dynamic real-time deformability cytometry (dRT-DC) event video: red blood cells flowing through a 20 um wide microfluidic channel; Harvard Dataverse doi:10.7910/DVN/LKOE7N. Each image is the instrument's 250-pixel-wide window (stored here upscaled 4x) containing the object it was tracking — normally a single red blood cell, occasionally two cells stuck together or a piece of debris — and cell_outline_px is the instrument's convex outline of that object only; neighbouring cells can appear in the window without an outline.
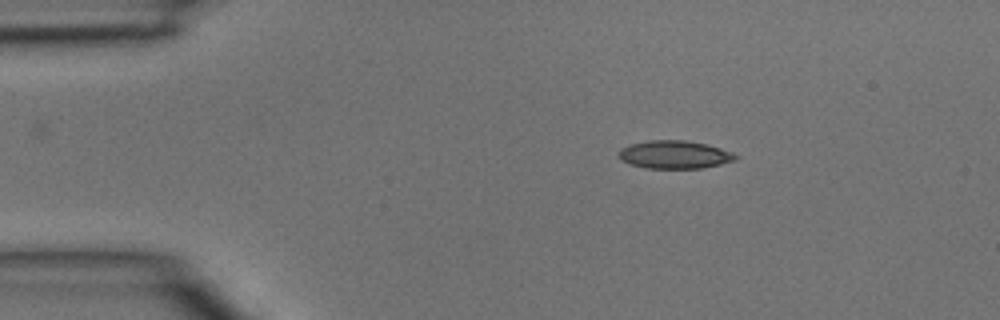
{"species": "common noctule bat (a hibernating species)", "species_latin": "Nyctalus noctula", "temperature_condition": "room temperature", "stored_images_in_passage": 2, "camera_frame_rate_fps": 3000, "um_per_image_px": 0.085, "animal": {"sex": "male", "body_mass_g": 15.6}, "frame": {"image": 1, "passage_image": 1, "time_ms": 0.0, "image_size_px": [1000, 320], "cell_outline_px": [[740, 156], [736, 160], [704, 168], [648, 168], [632, 164], [624, 160], [620, 156], [620, 148], [628, 144], [648, 140], [684, 140], [708, 144], [732, 152]], "centroid_in_image_um": [57.39, 13.13], "position_along_channel_um": 27.6, "area_um2": 19.02}}